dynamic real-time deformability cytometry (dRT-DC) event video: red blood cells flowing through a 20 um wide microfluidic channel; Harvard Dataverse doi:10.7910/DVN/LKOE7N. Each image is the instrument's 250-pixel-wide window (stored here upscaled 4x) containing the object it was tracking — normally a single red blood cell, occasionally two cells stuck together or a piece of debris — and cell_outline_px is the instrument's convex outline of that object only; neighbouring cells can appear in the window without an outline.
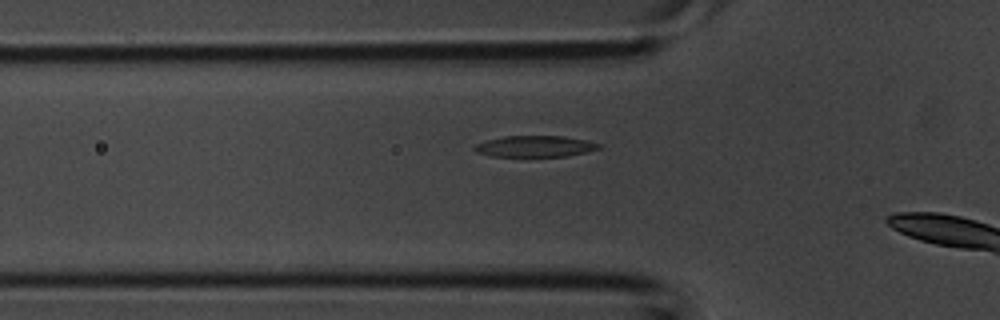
{"species": "common noctule bat (a hibernating species)", "species_latin": "Nyctalus noctula", "temperature_condition": "room temperature", "stored_images_in_passage": 5, "camera_frame_rate_fps": 3000, "um_per_image_px": 0.085, "animal": {"sex": "male", "body_mass_g": 20.1, "forearm_length_mm": 53.5}, "frame": {"image": 1, "passage_image": 4, "time_ms": 1.0, "image_size_px": [1000, 320], "cell_outline_px": [[600, 148], [584, 152], [564, 156], [492, 156], [476, 152], [472, 148], [476, 144], [488, 140], [504, 136], [564, 136], [588, 140], [600, 144]], "centroid_in_image_um": [45.46, 12.43], "position_along_channel_um": 80.3, "area_um2": 15.2}}